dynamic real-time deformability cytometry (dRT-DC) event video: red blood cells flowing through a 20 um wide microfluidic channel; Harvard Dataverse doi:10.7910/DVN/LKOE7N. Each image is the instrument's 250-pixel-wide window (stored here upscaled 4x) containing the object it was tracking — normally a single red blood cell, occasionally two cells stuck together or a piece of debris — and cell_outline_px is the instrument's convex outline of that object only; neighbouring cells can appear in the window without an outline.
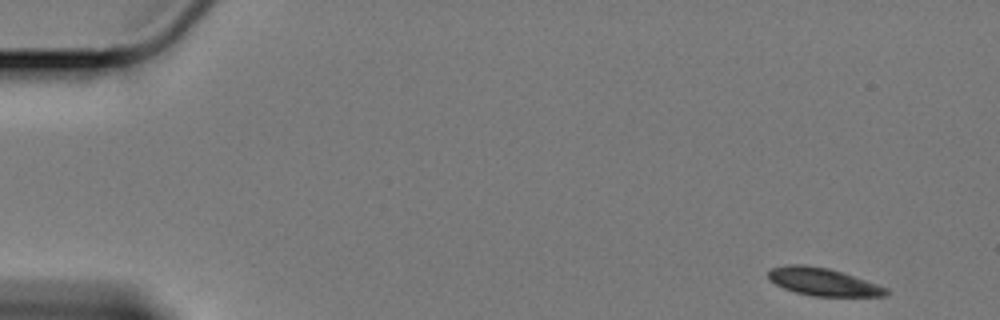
{"species": "Egyptian fruit bat (a non-hibernating species)", "species_latin": "Rousettus aegyptiacus", "temperature_condition": "cold", "stored_images_in_passage": 11, "camera_frame_rate_fps": 3000, "um_per_image_px": 0.085, "animal": {"sex": "female"}, "frame": {"image": 1, "passage_image": 1, "time_ms": 0.0, "image_size_px": [1000, 320], "cell_outline_px": [[888, 296], [812, 296], [796, 292], [784, 288], [768, 280], [768, 272], [772, 268], [788, 264], [804, 264], [828, 268], [888, 288]], "centroid_in_image_um": [69.92, 23.96], "position_along_channel_um": 15.1, "area_um2": 18.79}}